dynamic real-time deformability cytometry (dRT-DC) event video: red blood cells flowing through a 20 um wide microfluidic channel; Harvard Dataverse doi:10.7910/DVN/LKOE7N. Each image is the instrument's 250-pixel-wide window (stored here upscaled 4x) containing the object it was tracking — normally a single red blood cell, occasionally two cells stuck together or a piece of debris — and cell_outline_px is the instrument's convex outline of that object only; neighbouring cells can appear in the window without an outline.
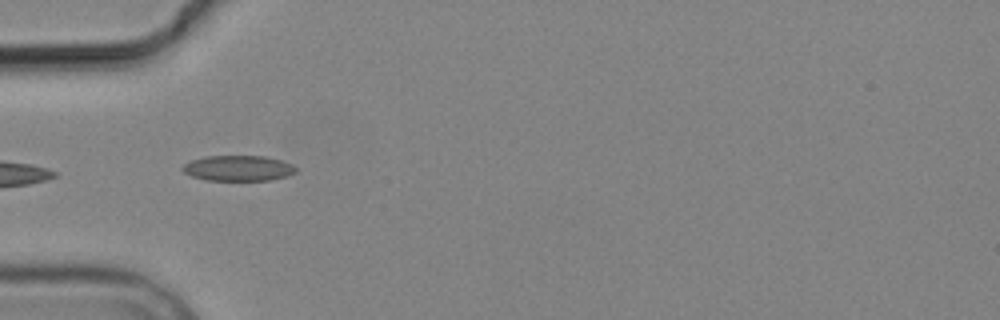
{"species": "common noctule bat (a hibernating species)", "species_latin": "Nyctalus noctula", "temperature_condition": "cold", "stored_images_in_passage": 6, "camera_frame_rate_fps": 3000, "um_per_image_px": 0.085, "animal": {"sex": "male", "body_mass_g": 19.2, "forearm_length_mm": 51.8}, "frame": {"image": 1, "passage_image": 5, "time_ms": 4.667, "image_size_px": [1000, 320], "cell_outline_px": [[296, 172], [284, 176], [268, 180], [204, 180], [192, 176], [184, 172], [180, 168], [184, 164], [192, 160], [204, 156], [264, 156], [280, 160], [292, 164], [296, 168]], "centroid_in_image_um": [20.21, 14.29], "position_along_channel_um": 64.8, "area_um2": 16.7}}
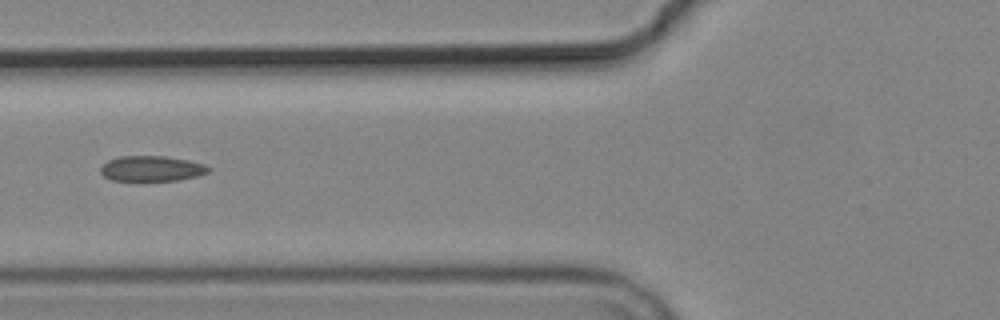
{"frame": {"image": 2, "passage_image": 6, "time_ms": 6.0, "image_size_px": [1000, 320], "cell_outline_px": [[212, 168], [208, 172], [196, 176], [180, 180], [112, 180], [104, 176], [100, 172], [100, 168], [108, 160], [120, 156], [164, 156], [188, 160], [204, 164]], "centroid_in_image_um": [12.9, 14.32], "position_along_channel_um": 112.9, "area_um2": 15.84}}